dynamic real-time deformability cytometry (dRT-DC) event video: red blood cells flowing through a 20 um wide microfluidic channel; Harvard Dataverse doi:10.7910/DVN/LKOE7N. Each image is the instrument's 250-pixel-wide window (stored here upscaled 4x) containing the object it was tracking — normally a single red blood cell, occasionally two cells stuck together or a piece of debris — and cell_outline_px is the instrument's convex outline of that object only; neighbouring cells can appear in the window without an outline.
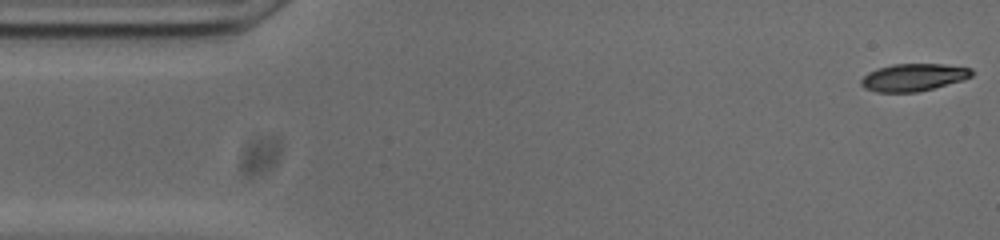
{"species": "common noctule bat (a hibernating species)", "species_latin": "Nyctalus noctula", "temperature_condition": "cold", "stored_images_in_passage": 53, "camera_frame_rate_fps": 3000, "um_per_image_px": 0.085, "animal": {"sex": "male", "body_mass_g": 20.0, "forearm_length_mm": 53.3}, "frame": {"image": 1, "passage_image": 1, "time_ms": 0.0, "image_size_px": [1000, 240], "cell_outline_px": [[972, 76], [964, 80], [916, 92], [876, 92], [864, 88], [860, 84], [860, 80], [868, 72], [876, 68], [892, 64], [944, 64], [972, 68]], "centroid_in_image_um": [77.62, 6.57], "position_along_channel_um": 7.4, "area_um2": 17.74}}
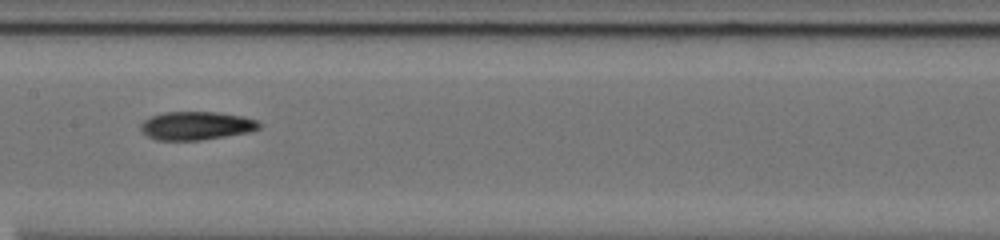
{"frame": {"image": 2, "passage_image": 25, "time_ms": 8.0, "image_size_px": [1000, 240], "cell_outline_px": [[264, 124], [260, 128], [252, 132], [200, 140], [156, 140], [148, 136], [140, 128], [140, 124], [144, 120], [152, 116], [164, 112], [220, 112], [244, 116], [260, 120]], "centroid_in_image_um": [16.78, 10.68], "position_along_channel_um": 190.6, "area_um2": 19.88}}
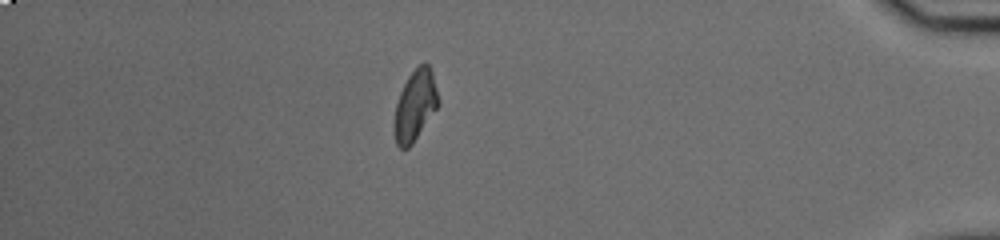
{"frame": {"image": 3, "passage_image": 46, "time_ms": 15.0, "image_size_px": [1000, 240], "cell_outline_px": [[440, 104], [412, 144], [408, 148], [400, 148], [396, 144], [392, 132], [392, 124], [396, 104], [400, 92], [408, 76], [420, 64], [428, 64], [432, 68], [440, 100]], "centroid_in_image_um": [35.28, 8.98], "position_along_channel_um": 399.9, "area_um2": 18.55}, "authors_computed_cell_mechanics": {"area_um2": 18.9006, "velocity_mm_per_s": 3.7296, "shape_relaxation_time_tau1_ms": null, "shape_relaxation_time_tau2_ms": 8.862, "deformation_change_tau1": null, "deformation_change_tau2": 0.1378}}